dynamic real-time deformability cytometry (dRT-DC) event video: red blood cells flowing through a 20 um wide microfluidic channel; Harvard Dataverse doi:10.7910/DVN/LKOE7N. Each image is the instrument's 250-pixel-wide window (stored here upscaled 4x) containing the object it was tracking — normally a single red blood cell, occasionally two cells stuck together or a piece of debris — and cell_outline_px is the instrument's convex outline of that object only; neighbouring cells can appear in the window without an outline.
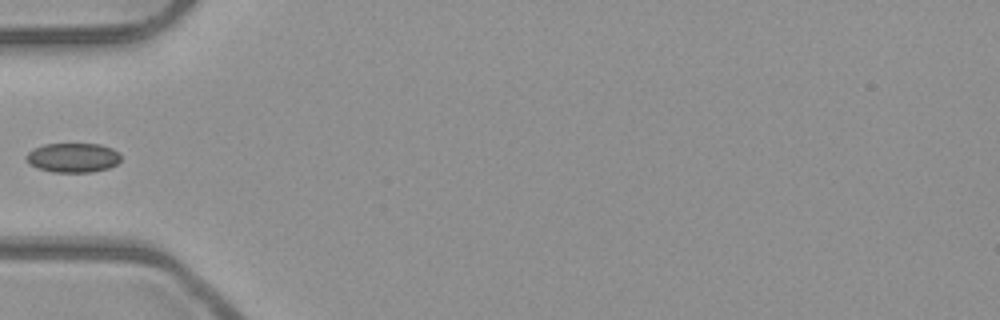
{"species": "common noctule bat (a hibernating species)", "species_latin": "Nyctalus noctula", "temperature_condition": "room temperature", "stored_images_in_passage": 5, "segment_of_instrument_passage": [2, 2], "camera_frame_rate_fps": 3000, "um_per_image_px": 0.085, "animal": {"sex": "male", "body_mass_g": 23.1, "forearm_length_mm": 52.7}, "frame": {"image": 1, "passage_image": 5, "time_ms": 1.333, "image_size_px": [1000, 320], "cell_outline_px": [[120, 160], [116, 164], [108, 168], [92, 172], [52, 172], [36, 168], [28, 164], [24, 156], [32, 148], [44, 144], [100, 144], [112, 148], [120, 156]], "centroid_in_image_um": [6.13, 13.4], "position_along_channel_um": 78.9, "area_um2": 16.36}}